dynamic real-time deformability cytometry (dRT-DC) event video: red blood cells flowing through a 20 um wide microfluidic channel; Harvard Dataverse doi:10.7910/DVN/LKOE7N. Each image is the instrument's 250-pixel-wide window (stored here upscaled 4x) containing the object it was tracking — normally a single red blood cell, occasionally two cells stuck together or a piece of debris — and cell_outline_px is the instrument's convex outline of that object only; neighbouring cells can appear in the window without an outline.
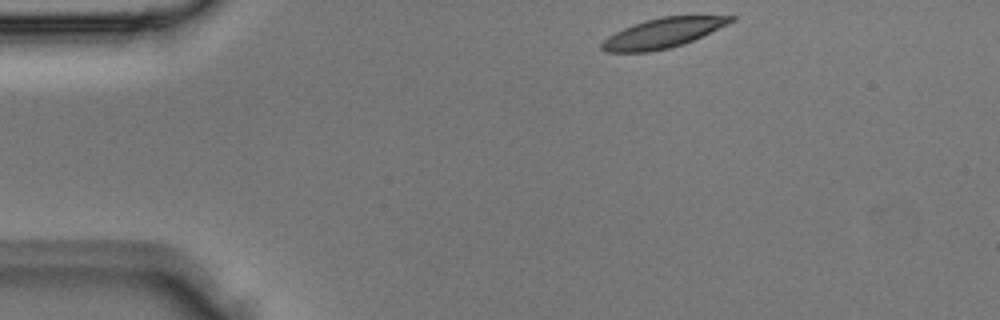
{"species": "Egyptian fruit bat (a non-hibernating species)", "species_latin": "Rousettus aegyptiacus", "temperature_condition": "room temperature", "stored_images_in_passage": 2, "camera_frame_rate_fps": 3000, "um_per_image_px": 0.085, "animal": {"sex": "male"}, "frame": {"image": 1, "passage_image": 1, "time_ms": 0.0, "image_size_px": [1000, 320], "cell_outline_px": [[736, 20], [728, 24], [684, 44], [668, 48], [648, 52], [604, 52], [600, 48], [600, 44], [608, 36], [624, 28], [660, 16], [736, 16]], "centroid_in_image_um": [56.33, 2.82], "position_along_channel_um": 28.7, "area_um2": 22.08}}